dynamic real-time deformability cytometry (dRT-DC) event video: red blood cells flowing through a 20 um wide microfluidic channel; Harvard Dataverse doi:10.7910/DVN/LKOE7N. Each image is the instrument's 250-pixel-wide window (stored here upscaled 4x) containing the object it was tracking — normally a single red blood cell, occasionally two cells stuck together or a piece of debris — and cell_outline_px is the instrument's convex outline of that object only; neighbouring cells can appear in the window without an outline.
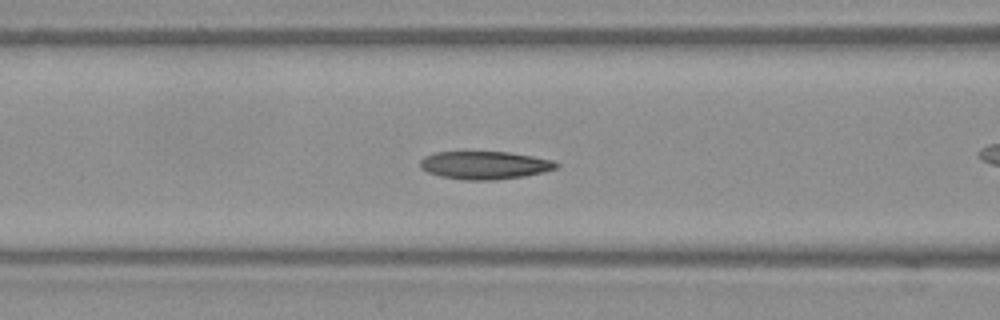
{"species": "Egyptian fruit bat (a non-hibernating species)", "species_latin": "Rousettus aegyptiacus", "temperature_condition": "warm", "stored_images_in_passage": 53, "camera_frame_rate_fps": 3000, "um_per_image_px": 0.085, "frame": {"image": 1, "passage_image": 22, "time_ms": 7.0, "image_size_px": [1000, 320], "cell_outline_px": [[560, 164], [556, 168], [544, 172], [524, 176], [496, 180], [464, 180], [440, 176], [428, 172], [420, 168], [420, 160], [424, 156], [436, 152], [508, 152], [532, 156], [552, 160]], "centroid_in_image_um": [41.19, 14.04], "position_along_channel_um": 125.4, "area_um2": 22.2}}
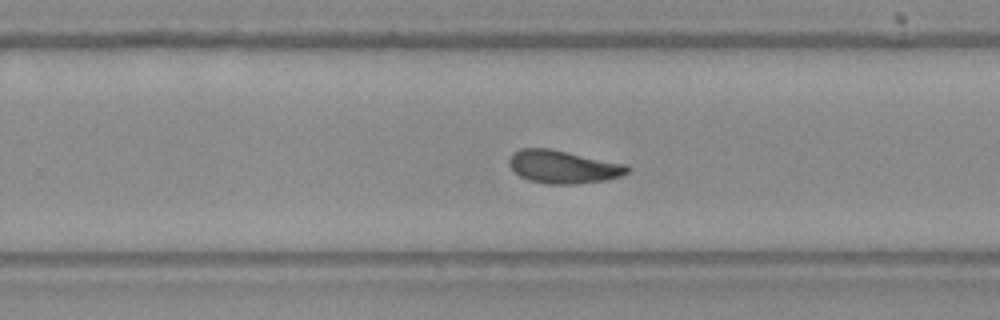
{"frame": {"image": 2, "passage_image": 34, "time_ms": 11.0, "image_size_px": [1000, 320], "cell_outline_px": [[632, 168], [628, 172], [620, 176], [604, 180], [576, 184], [544, 184], [528, 180], [520, 176], [508, 164], [508, 160], [512, 152], [520, 148], [548, 148], [628, 164]], "centroid_in_image_um": [47.86, 14.17], "position_along_channel_um": 281.9, "area_um2": 22.89}}
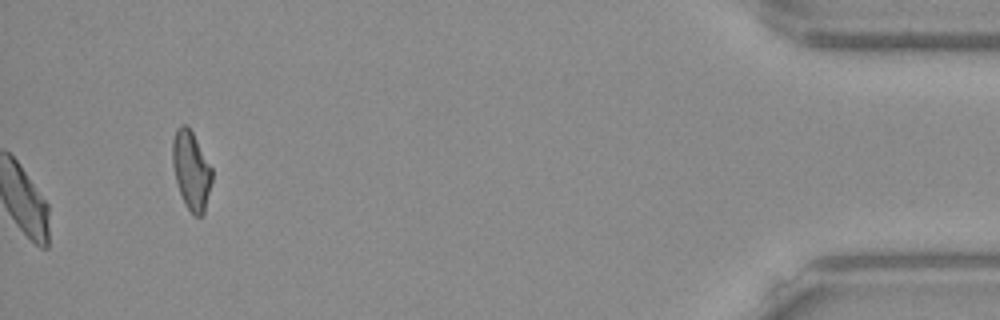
{"frame": {"image": 3, "passage_image": 53, "time_ms": 17.333, "image_size_px": [1000, 320], "cell_outline_px": [[212, 180], [204, 212], [200, 216], [196, 216], [184, 204], [176, 180], [172, 164], [172, 140], [176, 128], [180, 124], [184, 124], [192, 132], [212, 168]], "centroid_in_image_um": [16.24, 14.45], "position_along_channel_um": 419.0, "area_um2": 17.86}, "authors_computed_cell_mechanics": {"area_um2": 22.3686, "velocity_mm_per_s": 3.9105, "shape_relaxation_time_tau1_ms": 3.1015, "shape_relaxation_time_tau2_ms": 1.8379, "deformation_change_tau1": 0.1263, "deformation_change_tau2": 0.0742}}